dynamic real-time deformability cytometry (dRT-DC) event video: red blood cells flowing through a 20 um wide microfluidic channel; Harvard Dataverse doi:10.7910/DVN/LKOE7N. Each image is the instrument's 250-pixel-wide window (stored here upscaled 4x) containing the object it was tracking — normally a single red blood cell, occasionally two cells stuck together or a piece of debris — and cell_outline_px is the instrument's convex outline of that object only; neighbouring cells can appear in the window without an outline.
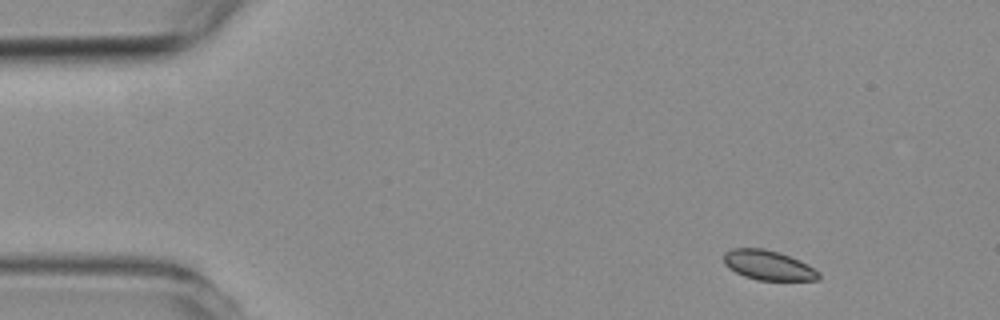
{"species": "common noctule bat (a hibernating species)", "species_latin": "Nyctalus noctula", "temperature_condition": "room temperature", "stored_images_in_passage": 4, "camera_frame_rate_fps": 3000, "um_per_image_px": 0.085, "animal": {"sex": "female", "body_mass_g": 19.3, "forearm_length_mm": 54.1}, "frame": {"image": 1, "passage_image": 1, "time_ms": 0.0, "image_size_px": [1000, 320], "cell_outline_px": [[820, 280], [756, 280], [744, 276], [728, 268], [724, 264], [724, 252], [732, 248], [764, 248], [780, 252], [800, 260], [808, 264], [820, 272]], "centroid_in_image_um": [65.31, 22.54], "position_along_channel_um": 19.7, "area_um2": 16.65}}